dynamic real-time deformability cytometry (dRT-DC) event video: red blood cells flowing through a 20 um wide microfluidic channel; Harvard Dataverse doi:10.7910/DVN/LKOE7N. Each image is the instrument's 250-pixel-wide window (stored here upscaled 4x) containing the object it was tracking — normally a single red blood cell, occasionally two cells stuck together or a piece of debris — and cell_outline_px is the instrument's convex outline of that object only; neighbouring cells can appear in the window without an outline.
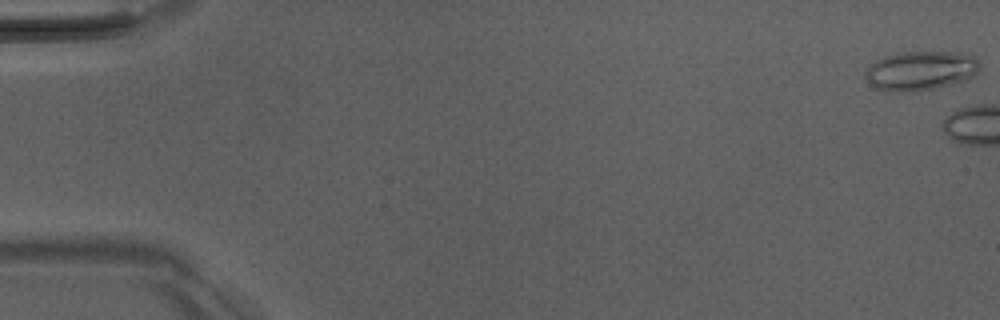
{"species": "Egyptian fruit bat (a non-hibernating species)", "species_latin": "Rousettus aegyptiacus", "temperature_condition": "room temperature", "stored_images_in_passage": 4, "camera_frame_rate_fps": 3000, "um_per_image_px": 0.085, "animal": {"sex": "male"}, "frame": {"image": 1, "passage_image": 1, "time_ms": 0.0, "image_size_px": [1000, 320], "cell_outline_px": [[980, 68], [972, 76], [964, 80], [932, 88], [912, 92], [884, 92], [872, 84], [864, 76], [864, 72], [868, 64], [884, 56], [896, 52], [968, 52], [976, 56], [980, 64]], "centroid_in_image_um": [78.23, 5.98], "position_along_channel_um": 6.8, "area_um2": 26.47}}